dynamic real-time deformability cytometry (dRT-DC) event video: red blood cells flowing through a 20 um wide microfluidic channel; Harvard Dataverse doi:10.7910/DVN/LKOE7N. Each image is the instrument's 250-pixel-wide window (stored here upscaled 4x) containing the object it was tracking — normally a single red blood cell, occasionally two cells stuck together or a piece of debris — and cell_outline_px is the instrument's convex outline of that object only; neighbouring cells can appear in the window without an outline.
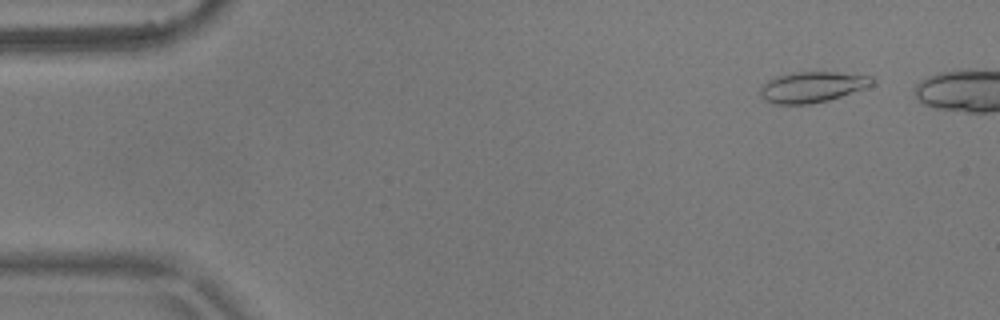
{"species": "common noctule bat (a hibernating species)", "species_latin": "Nyctalus noctula", "temperature_condition": "warm", "stored_images_in_passage": 6, "camera_frame_rate_fps": 3000, "um_per_image_px": 0.085, "animal": {"sex": "male", "body_mass_g": 17.9}, "frame": {"image": 1, "passage_image": 2, "time_ms": 0.333, "image_size_px": [1000, 320], "cell_outline_px": [[872, 84], [864, 88], [828, 100], [808, 104], [776, 104], [764, 100], [760, 96], [760, 88], [768, 80], [776, 76], [792, 72], [836, 72], [872, 76]], "centroid_in_image_um": [68.98, 7.39], "position_along_channel_um": 16.0, "area_um2": 19.83}}